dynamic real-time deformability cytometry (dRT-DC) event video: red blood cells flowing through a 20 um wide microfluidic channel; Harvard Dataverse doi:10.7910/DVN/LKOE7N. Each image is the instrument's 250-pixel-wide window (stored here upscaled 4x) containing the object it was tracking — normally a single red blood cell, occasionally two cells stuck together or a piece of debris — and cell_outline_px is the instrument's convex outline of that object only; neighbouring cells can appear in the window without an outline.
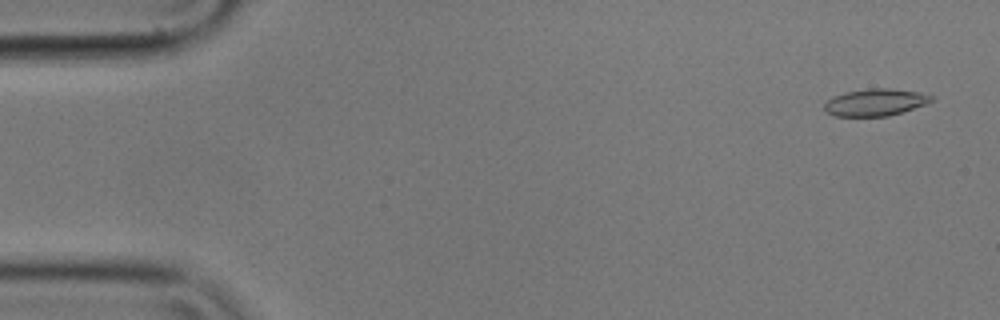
{"species": "common noctule bat (a hibernating species)", "species_latin": "Nyctalus noctula", "temperature_condition": "cold", "stored_images_in_passage": 39, "camera_frame_rate_fps": 3000, "um_per_image_px": 0.085, "animal": {"sex": "male", "body_mass_g": 17.9}, "frame": {"image": 1, "passage_image": 3, "time_ms": 0.667, "image_size_px": [1000, 320], "cell_outline_px": [[932, 100], [924, 104], [888, 116], [836, 116], [828, 112], [824, 108], [824, 104], [828, 100], [836, 96], [848, 92], [872, 88], [888, 88], [920, 92], [932, 96]], "centroid_in_image_um": [74.4, 8.7], "position_along_channel_um": 10.6, "area_um2": 16.36}}
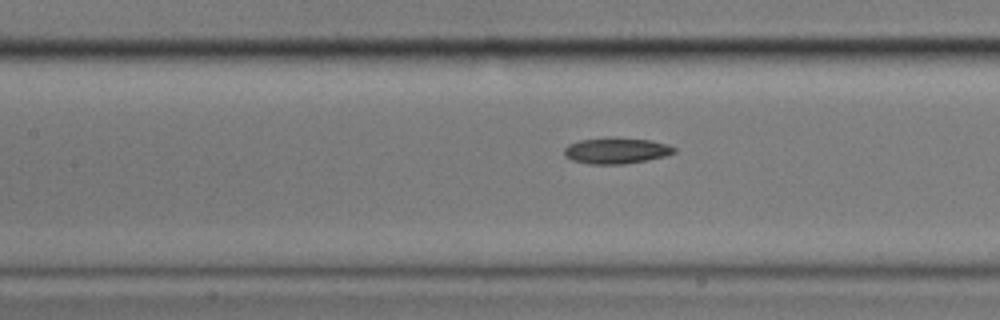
{"frame": {"image": 2, "passage_image": 25, "time_ms": 8.0, "image_size_px": [1000, 320], "cell_outline_px": [[676, 152], [668, 156], [648, 160], [624, 164], [588, 164], [572, 160], [564, 156], [564, 148], [568, 144], [580, 140], [648, 140], [668, 144], [676, 148]], "centroid_in_image_um": [52.41, 12.86], "position_along_channel_um": 155.0, "area_um2": 16.07}}
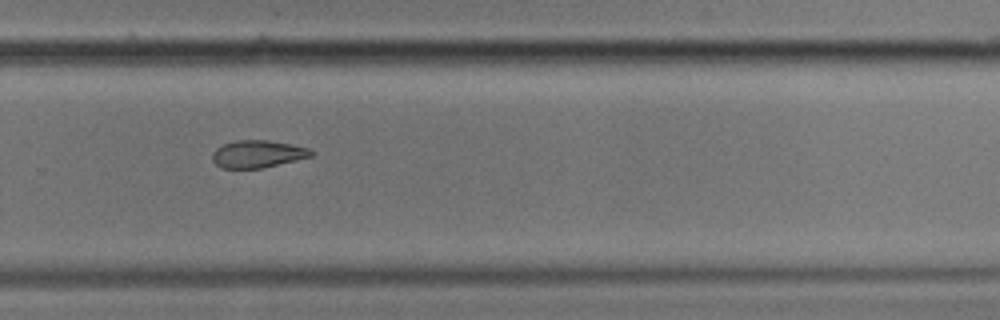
{"frame": {"image": 3, "passage_image": 38, "time_ms": 12.333, "image_size_px": [1000, 320], "cell_outline_px": [[316, 152], [312, 156], [296, 160], [260, 168], [220, 168], [212, 160], [212, 152], [216, 148], [224, 144], [236, 140], [268, 140], [292, 144], [308, 148]], "centroid_in_image_um": [21.9, 13.08], "position_along_channel_um": 307.9, "area_um2": 15.78}}